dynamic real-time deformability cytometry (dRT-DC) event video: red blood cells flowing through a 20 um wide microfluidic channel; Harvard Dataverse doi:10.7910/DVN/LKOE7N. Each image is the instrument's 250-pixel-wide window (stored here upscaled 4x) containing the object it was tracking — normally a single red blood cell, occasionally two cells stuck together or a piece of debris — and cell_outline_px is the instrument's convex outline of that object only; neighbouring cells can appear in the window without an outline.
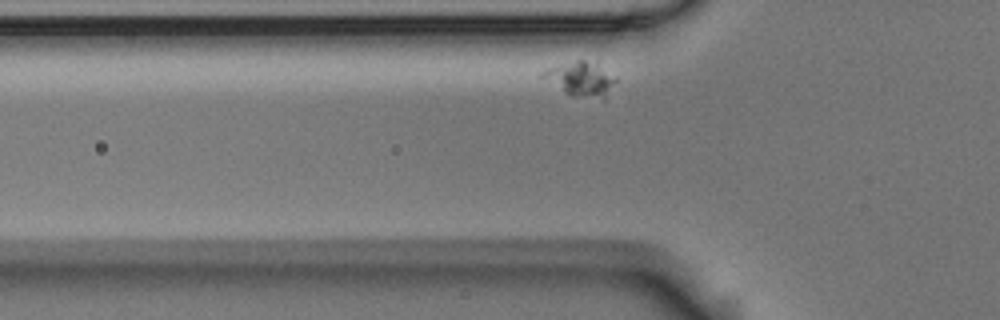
{"species": "Egyptian fruit bat (a non-hibernating species)", "species_latin": "Rousettus aegyptiacus", "temperature_condition": "room temperature", "stored_images_in_passage": 4, "camera_frame_rate_fps": 3000, "um_per_image_px": 0.085, "animal": {"sex": "male"}, "frame": {"image": 1, "passage_image": 4, "time_ms": 1.0, "image_size_px": [1000, 320], "cell_outline_px": [[616, 80], [604, 100], [572, 96], [564, 92], [540, 76], [540, 72], [548, 68], [576, 60], [596, 60], [616, 76]], "centroid_in_image_um": [49.41, 6.7], "position_along_channel_um": 76.4, "area_um2": 14.97}}